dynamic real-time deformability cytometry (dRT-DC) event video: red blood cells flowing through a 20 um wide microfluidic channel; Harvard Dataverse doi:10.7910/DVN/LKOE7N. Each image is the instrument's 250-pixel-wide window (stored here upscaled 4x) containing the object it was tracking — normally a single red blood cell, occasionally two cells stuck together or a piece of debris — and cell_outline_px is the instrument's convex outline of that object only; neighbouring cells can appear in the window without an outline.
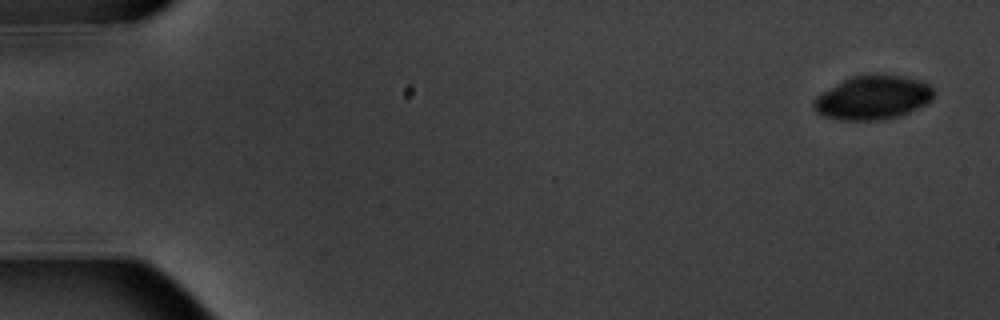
{"species": "common noctule bat (a hibernating species)", "species_latin": "Nyctalus noctula", "temperature_condition": "warm", "stored_images_in_passage": 5, "camera_frame_rate_fps": 3000, "um_per_image_px": 0.085, "animal": {"sex": "male", "body_mass_g": 20.1, "forearm_length_mm": 53.5}, "frame": {"image": 1, "passage_image": 1, "time_ms": 0.0, "image_size_px": [1000, 320], "cell_outline_px": [[932, 100], [900, 116], [880, 120], [840, 120], [824, 116], [816, 112], [812, 108], [812, 100], [820, 92], [852, 76], [904, 76], [920, 80], [928, 84], [932, 88]], "centroid_in_image_um": [74.13, 8.32], "position_along_channel_um": 10.9, "area_um2": 30.35}}